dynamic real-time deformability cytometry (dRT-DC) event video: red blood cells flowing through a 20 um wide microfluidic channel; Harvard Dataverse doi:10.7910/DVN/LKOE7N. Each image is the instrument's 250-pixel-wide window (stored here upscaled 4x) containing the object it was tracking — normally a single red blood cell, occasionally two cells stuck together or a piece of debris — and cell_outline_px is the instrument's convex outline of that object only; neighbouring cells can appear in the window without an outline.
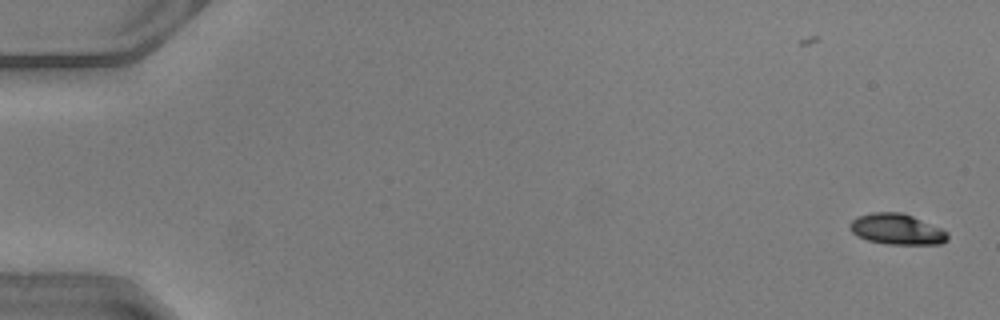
{"species": "common noctule bat (a hibernating species)", "species_latin": "Nyctalus noctula", "temperature_condition": "warm", "stored_images_in_passage": 50, "camera_frame_rate_fps": 3000, "um_per_image_px": 0.085, "animal": {"sex": "male", "body_mass_g": 20.5, "forearm_length_mm": 52.5}, "frame": {"image": 1, "passage_image": 1, "time_ms": 0.0, "image_size_px": [1000, 320], "cell_outline_px": [[948, 240], [940, 244], [888, 244], [868, 240], [856, 236], [848, 228], [848, 224], [856, 216], [872, 212], [900, 212], [912, 216], [940, 228], [948, 232]], "centroid_in_image_um": [76.19, 19.48], "position_along_channel_um": 8.8, "area_um2": 17.57}}
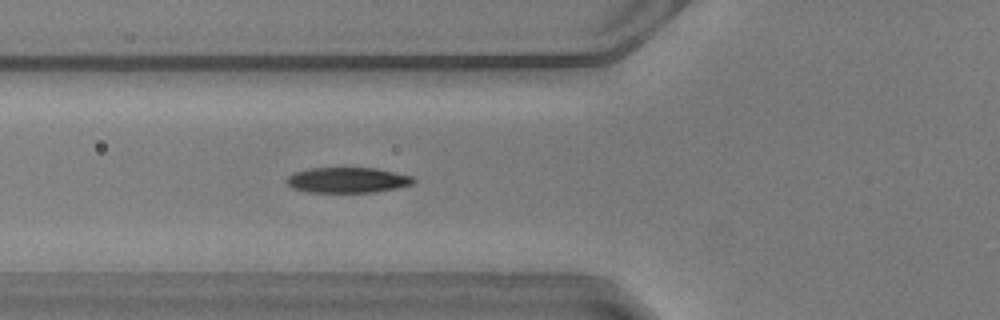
{"frame": {"image": 2, "passage_image": 19, "time_ms": 6.0, "image_size_px": [1000, 320], "cell_outline_px": [[416, 180], [412, 184], [396, 188], [376, 192], [308, 192], [292, 188], [284, 180], [288, 176], [296, 172], [312, 168], [376, 168], [412, 176]], "centroid_in_image_um": [29.54, 15.31], "position_along_channel_um": 96.3, "area_um2": 18.73}}
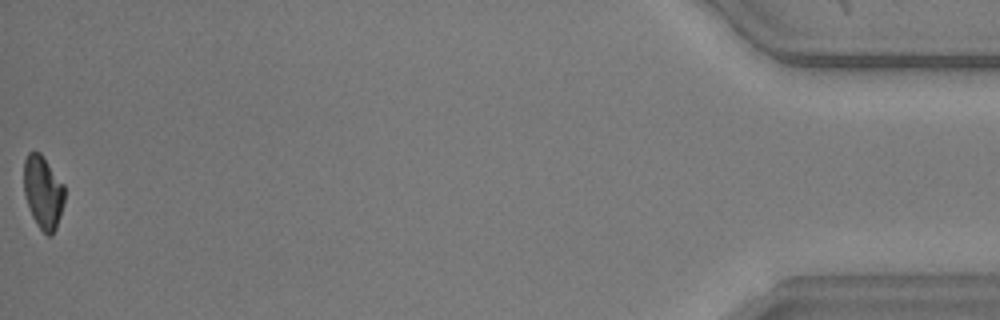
{"frame": {"image": 3, "passage_image": 50, "time_ms": 16.333, "image_size_px": [1000, 320], "cell_outline_px": [[64, 200], [60, 216], [56, 228], [52, 236], [48, 236], [36, 224], [32, 216], [24, 192], [24, 160], [28, 152], [40, 152], [64, 184]], "centroid_in_image_um": [3.66, 16.33], "position_along_channel_um": 431.5, "area_um2": 17.22}, "authors_computed_cell_mechanics": {"area_um2": 18.5249, "velocity_mm_per_s": 4.1306, "shape_relaxation_time_tau1_ms": 1.9988, "shape_relaxation_time_tau2_ms": 2.1106, "deformation_change_tau1": 0.1316, "deformation_change_tau2": 0.0773}}